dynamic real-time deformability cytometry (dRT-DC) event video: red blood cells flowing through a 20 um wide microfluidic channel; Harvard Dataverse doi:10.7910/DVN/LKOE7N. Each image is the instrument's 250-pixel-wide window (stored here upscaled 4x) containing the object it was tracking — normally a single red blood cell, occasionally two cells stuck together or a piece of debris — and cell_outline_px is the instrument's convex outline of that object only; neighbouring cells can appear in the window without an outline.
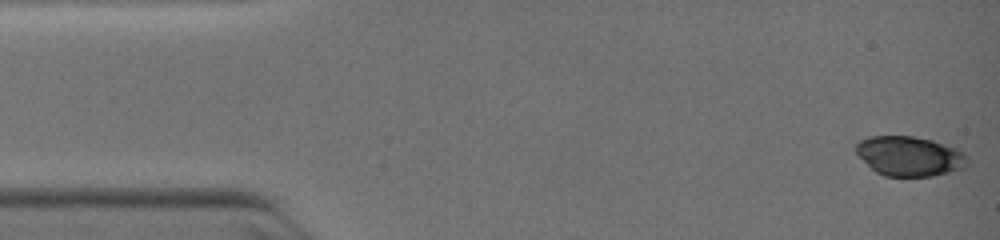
{"species": "common noctule bat (a hibernating species)", "species_latin": "Nyctalus noctula", "temperature_condition": "warm", "stored_images_in_passage": 40, "camera_frame_rate_fps": 3000, "um_per_image_px": 0.085, "animal": {"sex": "female", "body_mass_g": 19.0, "forearm_length_mm": 51.5}, "frame": {"image": 1, "passage_image": 1, "time_ms": 0.0, "image_size_px": [1000, 240], "cell_outline_px": [[968, 164], [964, 168], [932, 176], [884, 176], [876, 172], [856, 152], [856, 144], [860, 140], [868, 136], [912, 136], [932, 140], [956, 148], [964, 152], [968, 156]], "centroid_in_image_um": [77.34, 13.27], "position_along_channel_um": 7.7, "area_um2": 25.72}}
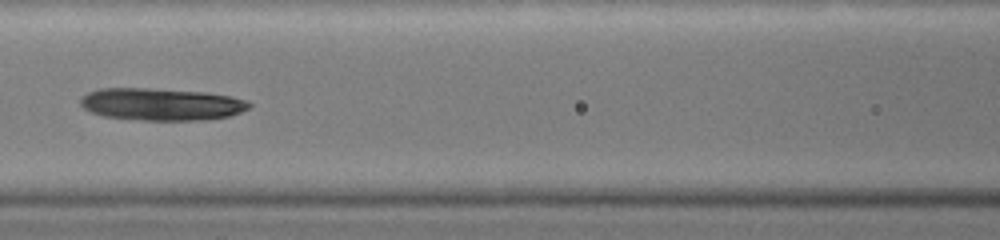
{"frame": {"image": 2, "passage_image": 17, "time_ms": 5.333, "image_size_px": [1000, 240], "cell_outline_px": [[252, 104], [248, 108], [240, 112], [228, 116], [204, 120], [144, 120], [104, 116], [92, 112], [84, 108], [80, 104], [80, 96], [88, 92], [100, 88], [148, 88], [204, 92], [232, 96], [248, 100]], "centroid_in_image_um": [13.71, 8.85], "position_along_channel_um": 152.9, "area_um2": 31.73}}
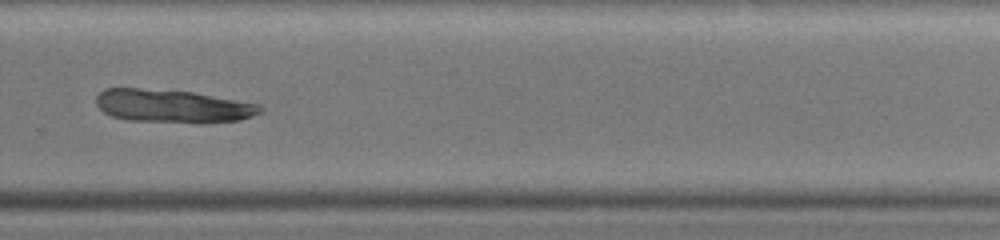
{"frame": {"image": 3, "passage_image": 27, "time_ms": 8.667, "image_size_px": [1000, 240], "cell_outline_px": [[264, 112], [240, 120], [204, 124], [200, 124], [128, 120], [112, 116], [104, 112], [96, 104], [96, 96], [104, 88], [140, 88], [192, 92], [260, 104], [264, 108]], "centroid_in_image_um": [14.72, 9.04], "position_along_channel_um": 315.1, "area_um2": 32.14}}